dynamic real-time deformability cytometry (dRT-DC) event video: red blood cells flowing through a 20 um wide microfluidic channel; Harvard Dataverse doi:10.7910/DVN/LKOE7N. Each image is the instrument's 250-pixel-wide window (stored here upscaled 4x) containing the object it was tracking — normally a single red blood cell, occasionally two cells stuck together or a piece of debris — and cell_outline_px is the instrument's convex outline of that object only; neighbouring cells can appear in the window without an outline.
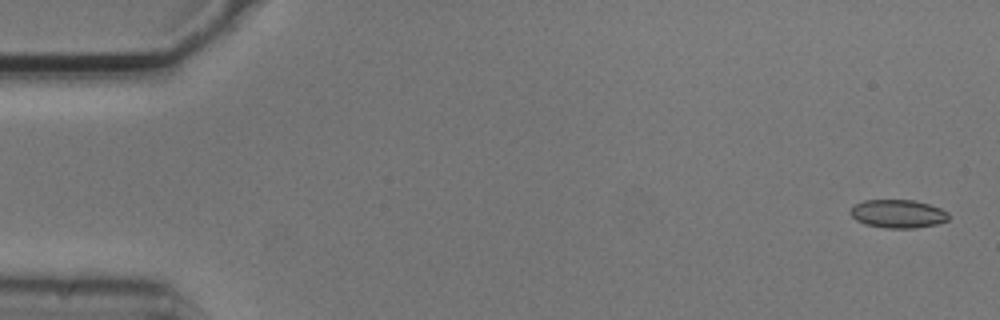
{"species": "common noctule bat (a hibernating species)", "species_latin": "Nyctalus noctula", "temperature_condition": "cold", "stored_images_in_passage": 4, "camera_frame_rate_fps": 3000, "um_per_image_px": 0.085, "animal": {"sex": "male", "body_mass_g": 20.5, "forearm_length_mm": 52.5}, "frame": {"image": 1, "passage_image": 1, "time_ms": 0.0, "image_size_px": [1000, 320], "cell_outline_px": [[948, 220], [936, 224], [916, 228], [884, 228], [864, 224], [856, 220], [848, 212], [852, 204], [864, 200], [912, 200], [928, 204], [940, 208], [948, 212]], "centroid_in_image_um": [76.27, 18.17], "position_along_channel_um": 8.7, "area_um2": 16.36}}